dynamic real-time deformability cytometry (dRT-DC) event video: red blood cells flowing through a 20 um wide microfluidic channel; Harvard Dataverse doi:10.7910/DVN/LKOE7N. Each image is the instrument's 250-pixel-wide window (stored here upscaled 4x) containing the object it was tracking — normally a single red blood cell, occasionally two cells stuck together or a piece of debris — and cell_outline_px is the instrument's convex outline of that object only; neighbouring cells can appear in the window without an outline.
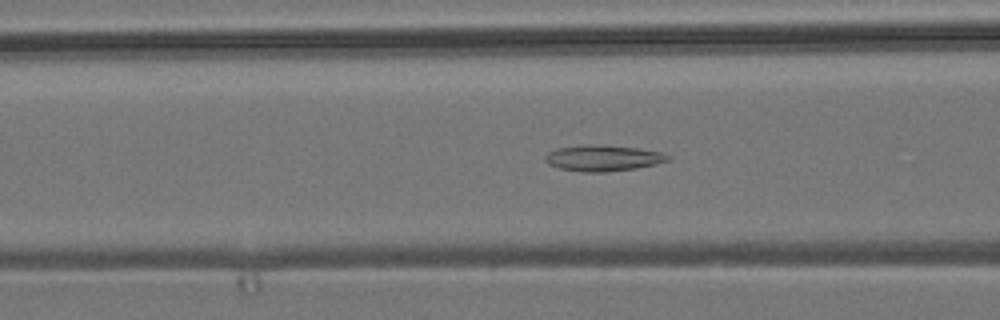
{"species": "common noctule bat (a hibernating species)", "species_latin": "Nyctalus noctula", "temperature_condition": "room temperature", "stored_images_in_passage": 44, "camera_frame_rate_fps": 3000, "um_per_image_px": 0.085, "animal": {"sex": "male", "body_mass_g": 19.2, "forearm_length_mm": 51.8}, "frame": {"image": 1, "passage_image": 20, "time_ms": 6.333, "image_size_px": [1000, 320], "cell_outline_px": [[672, 160], [656, 164], [636, 168], [604, 172], [580, 172], [560, 168], [548, 164], [544, 160], [544, 156], [548, 152], [556, 148], [580, 144], [604, 144], [636, 148], [660, 152], [672, 156]], "centroid_in_image_um": [51.24, 13.42], "position_along_channel_um": 115.4, "area_um2": 18.96}}
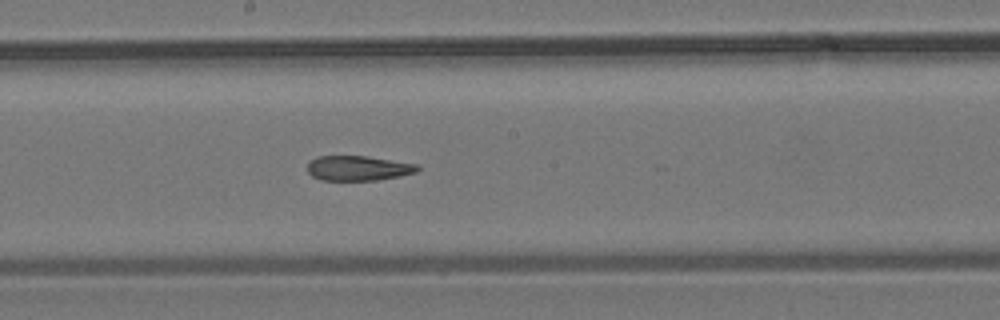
{"frame": {"image": 2, "passage_image": 28, "time_ms": 9.0, "image_size_px": [1000, 320], "cell_outline_px": [[420, 168], [416, 172], [400, 176], [376, 180], [320, 180], [312, 176], [308, 172], [308, 164], [316, 156], [364, 156], [420, 164]], "centroid_in_image_um": [30.46, 14.29], "position_along_channel_um": 217.7, "area_um2": 15.95}}
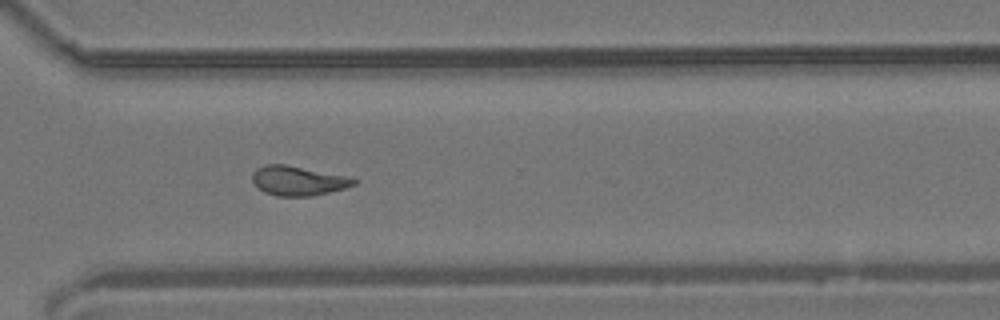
{"frame": {"image": 3, "passage_image": 38, "time_ms": 12.333, "image_size_px": [1000, 320], "cell_outline_px": [[356, 184], [344, 188], [312, 196], [276, 196], [264, 192], [252, 180], [252, 172], [256, 168], [264, 164], [284, 164], [352, 176], [356, 180]], "centroid_in_image_um": [25.35, 15.35], "position_along_channel_um": 345.2, "area_um2": 17.57}, "authors_computed_cell_mechanics": {"area_um2": 17.5134, "velocity_mm_per_s": 3.8474, "shape_relaxation_time_tau1_ms": null, "shape_relaxation_time_tau2_ms": 3.1617, "deformation_change_tau1": null, "deformation_change_tau2": 0.1163}}